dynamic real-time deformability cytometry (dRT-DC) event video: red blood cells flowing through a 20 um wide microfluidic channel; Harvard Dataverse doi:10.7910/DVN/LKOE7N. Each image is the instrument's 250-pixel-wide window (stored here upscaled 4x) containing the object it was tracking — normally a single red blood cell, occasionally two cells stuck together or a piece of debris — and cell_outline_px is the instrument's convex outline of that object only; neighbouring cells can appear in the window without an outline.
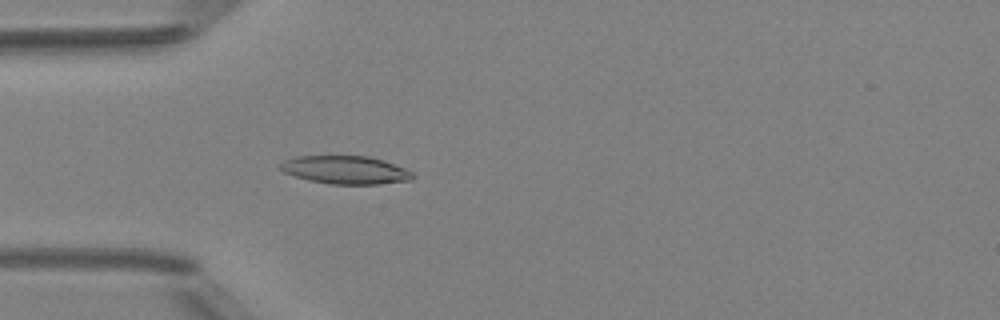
{"species": "Egyptian fruit bat (a non-hibernating species)", "species_latin": "Rousettus aegyptiacus", "temperature_condition": "room temperature", "stored_images_in_passage": 5, "camera_frame_rate_fps": 3000, "um_per_image_px": 0.085, "animal": {"sex": "female"}, "frame": {"image": 1, "passage_image": 5, "time_ms": 4.667, "image_size_px": [1000, 320], "cell_outline_px": [[416, 176], [412, 180], [380, 184], [332, 184], [308, 180], [284, 172], [280, 168], [280, 164], [284, 160], [296, 156], [368, 156], [384, 160], [404, 168], [412, 172]], "centroid_in_image_um": [29.4, 14.44], "position_along_channel_um": 55.6, "area_um2": 21.68}}